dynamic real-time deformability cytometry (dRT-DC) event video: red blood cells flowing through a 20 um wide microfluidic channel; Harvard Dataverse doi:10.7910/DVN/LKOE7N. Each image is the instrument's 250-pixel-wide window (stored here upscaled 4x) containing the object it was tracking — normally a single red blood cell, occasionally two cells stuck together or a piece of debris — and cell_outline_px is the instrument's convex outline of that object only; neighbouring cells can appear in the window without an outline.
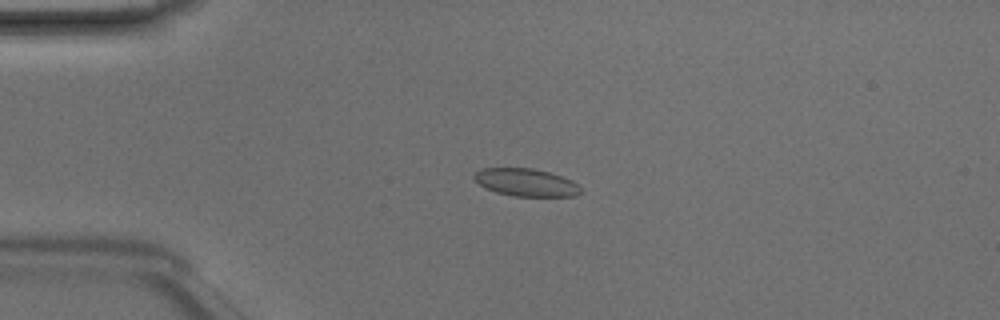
{"species": "Egyptian fruit bat (a non-hibernating species)", "species_latin": "Rousettus aegyptiacus", "temperature_condition": "room temperature", "stored_images_in_passage": 49, "camera_frame_rate_fps": 3000, "um_per_image_px": 0.085, "animal": {"sex": "male"}, "frame": {"image": 1, "passage_image": 12, "time_ms": 3.667, "image_size_px": [1000, 320], "cell_outline_px": [[584, 192], [576, 196], [512, 196], [496, 192], [484, 188], [472, 176], [480, 168], [532, 168], [548, 172], [572, 180]], "centroid_in_image_um": [44.7, 15.51], "position_along_channel_um": 40.3, "area_um2": 17.17}}
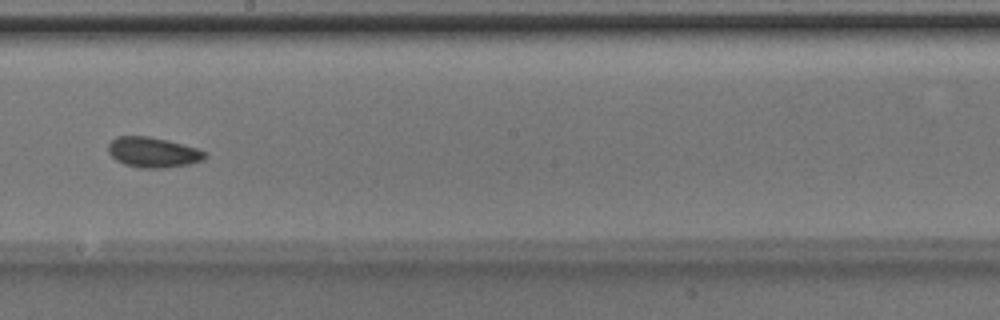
{"frame": {"image": 2, "passage_image": 28, "time_ms": 9.0, "image_size_px": [1000, 320], "cell_outline_px": [[208, 156], [204, 160], [188, 164], [168, 168], [140, 168], [124, 164], [116, 160], [108, 152], [108, 144], [116, 136], [148, 136], [168, 140], [196, 148], [208, 152]], "centroid_in_image_um": [13.03, 12.95], "position_along_channel_um": 235.2, "area_um2": 17.22}}
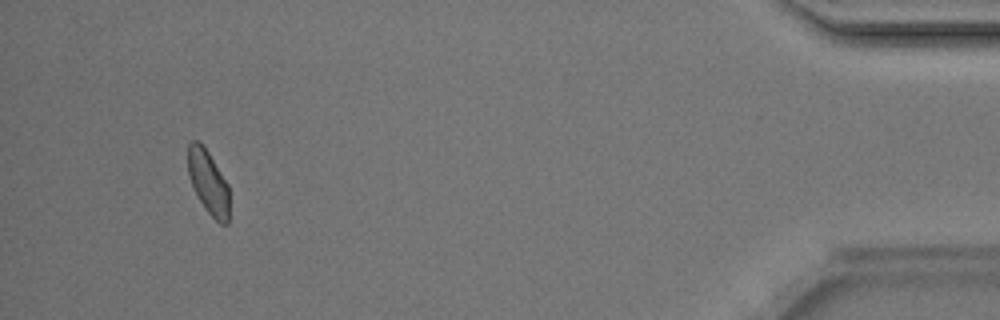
{"frame": {"image": 3, "passage_image": 46, "time_ms": 15.0, "image_size_px": [1000, 320], "cell_outline_px": [[228, 224], [220, 224], [204, 208], [192, 184], [188, 172], [188, 144], [192, 140], [196, 140], [208, 152], [228, 184]], "centroid_in_image_um": [17.7, 15.49], "position_along_channel_um": 417.5, "area_um2": 14.97}, "authors_computed_cell_mechanics": {"area_um2": 16.8198, "velocity_mm_per_s": 4.2086, "shape_relaxation_time_tau1_ms": 3.9, "shape_relaxation_time_tau2_ms": 1.0984, "deformation_change_tau1": 0.0552, "deformation_change_tau2": 0.0473}}